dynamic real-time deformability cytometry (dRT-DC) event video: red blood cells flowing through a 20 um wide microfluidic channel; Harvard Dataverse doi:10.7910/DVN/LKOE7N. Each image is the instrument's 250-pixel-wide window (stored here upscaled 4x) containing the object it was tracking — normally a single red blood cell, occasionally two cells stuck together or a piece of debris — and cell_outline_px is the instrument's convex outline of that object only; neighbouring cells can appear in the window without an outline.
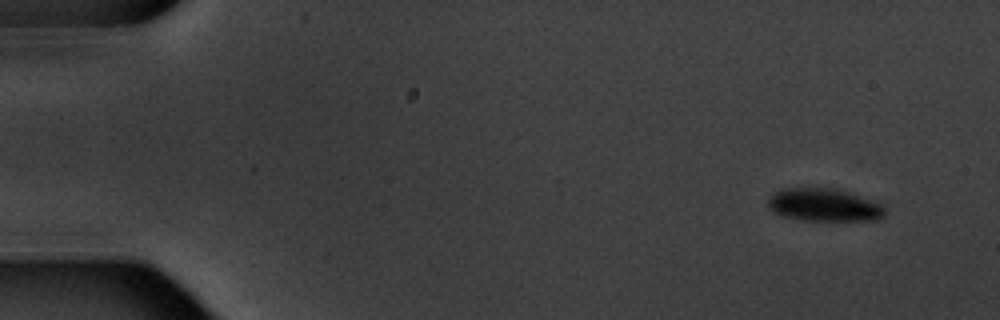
{"species": "common noctule bat (a hibernating species)", "species_latin": "Nyctalus noctula", "temperature_condition": "warm", "stored_images_in_passage": 7, "camera_frame_rate_fps": 3000, "um_per_image_px": 0.085, "animal": {"sex": "male", "body_mass_g": 20.1, "forearm_length_mm": 53.5}, "frame": {"image": 1, "passage_image": 1, "time_ms": 0.0, "image_size_px": [1000, 320], "cell_outline_px": [[884, 216], [880, 220], [800, 220], [784, 216], [772, 212], [768, 208], [768, 196], [772, 192], [780, 188], [836, 188], [884, 204]], "centroid_in_image_um": [70.01, 17.41], "position_along_channel_um": 15.0, "area_um2": 22.66}}
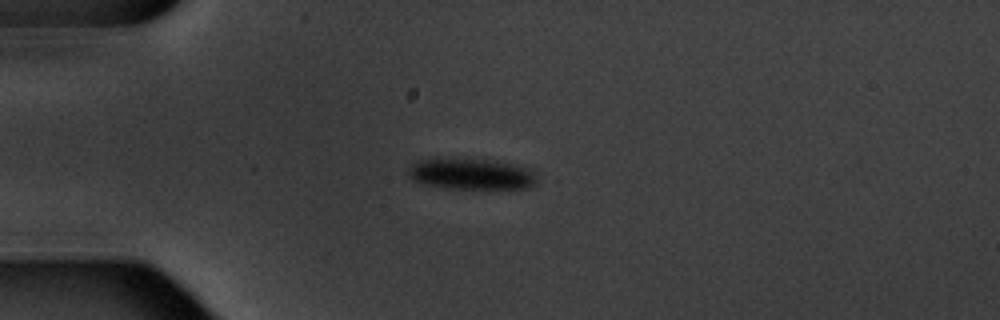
{"frame": {"image": 2, "passage_image": 4, "time_ms": 3.667, "image_size_px": [1000, 320], "cell_outline_px": [[536, 184], [528, 188], [448, 188], [424, 184], [412, 180], [408, 176], [408, 168], [412, 164], [420, 160], [432, 156], [440, 156], [496, 160], [528, 168], [536, 176]], "centroid_in_image_um": [39.98, 14.74], "position_along_channel_um": 45.0, "area_um2": 23.93}}
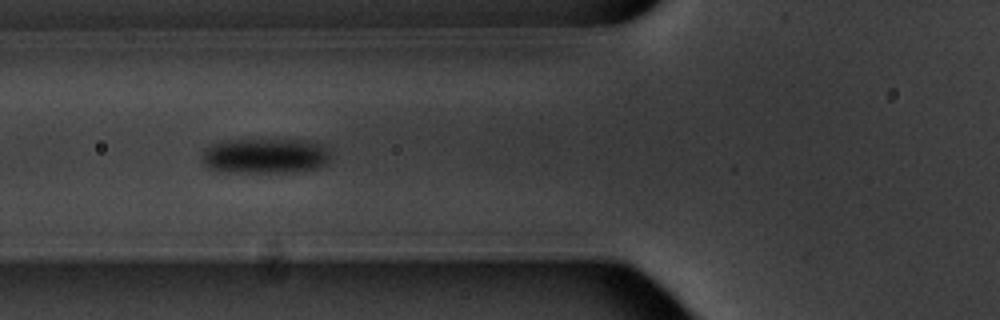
{"frame": {"image": 3, "passage_image": 6, "time_ms": 6.0, "image_size_px": [1000, 320], "cell_outline_px": [[328, 160], [324, 164], [316, 168], [288, 172], [224, 172], [208, 168], [200, 160], [204, 148], [212, 144], [224, 140], [316, 140], [328, 148]], "centroid_in_image_um": [22.5, 13.24], "position_along_channel_um": 103.3, "area_um2": 26.59}}